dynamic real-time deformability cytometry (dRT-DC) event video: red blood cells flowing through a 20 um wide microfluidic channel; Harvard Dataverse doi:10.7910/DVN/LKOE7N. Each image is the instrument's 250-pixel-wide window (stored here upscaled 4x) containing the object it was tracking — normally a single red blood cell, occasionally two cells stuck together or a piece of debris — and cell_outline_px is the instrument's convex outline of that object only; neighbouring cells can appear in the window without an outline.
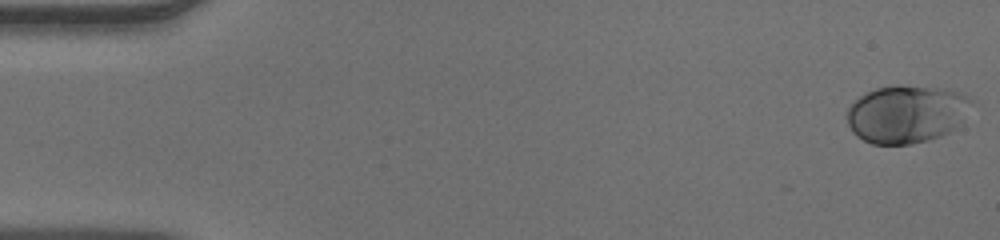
{"species": "human", "species_latin": "Homo sapiens", "temperature_condition": "warm", "stored_images_in_passage": 50, "camera_frame_rate_fps": 3000, "um_per_image_px": 0.085, "donor": {"sex": "male"}, "frame": {"image": 1, "passage_image": 1, "time_ms": 0.0, "image_size_px": [1000, 240], "cell_outline_px": [[976, 100], [960, 120], [948, 132], [940, 136], [928, 140], [912, 144], [872, 144], [856, 136], [852, 132], [848, 124], [848, 108], [860, 96], [876, 88], [896, 84], [900, 84], [944, 88], [960, 92]], "centroid_in_image_um": [77.05, 9.67], "position_along_channel_um": 7.9, "area_um2": 41.96}}
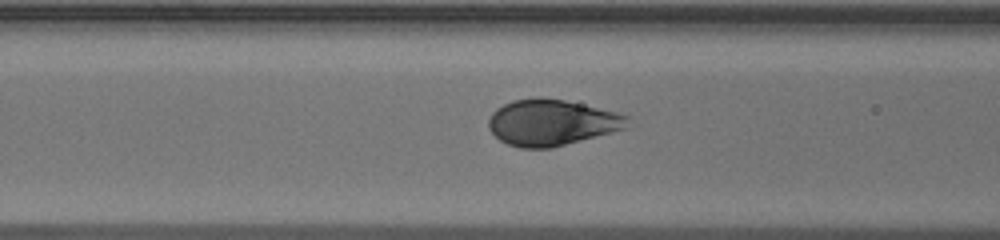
{"frame": {"image": 2, "passage_image": 20, "time_ms": 6.333, "image_size_px": [1000, 240], "cell_outline_px": [[628, 116], [624, 128], [612, 132], [552, 148], [520, 148], [508, 144], [500, 140], [488, 128], [488, 120], [492, 112], [496, 108], [512, 100], [564, 100], [616, 112]], "centroid_in_image_um": [46.84, 10.45], "position_along_channel_um": 119.8, "area_um2": 36.36}}
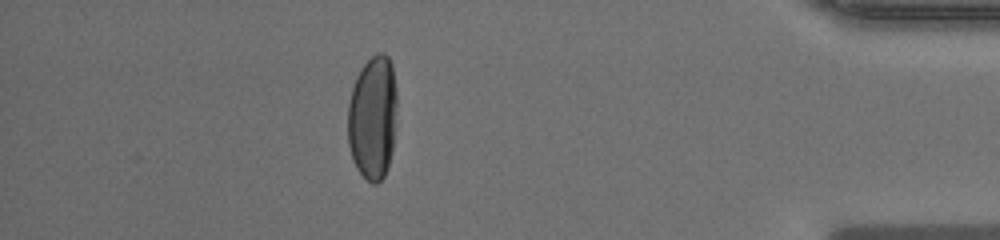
{"frame": {"image": 3, "passage_image": 44, "time_ms": 14.333, "image_size_px": [1000, 240], "cell_outline_px": [[396, 104], [392, 152], [384, 176], [376, 184], [372, 184], [356, 168], [352, 160], [348, 144], [348, 104], [352, 88], [356, 76], [360, 68], [376, 52], [384, 52], [388, 56], [392, 64], [396, 88]], "centroid_in_image_um": [31.67, 9.96], "position_along_channel_um": 403.5, "area_um2": 35.72}}